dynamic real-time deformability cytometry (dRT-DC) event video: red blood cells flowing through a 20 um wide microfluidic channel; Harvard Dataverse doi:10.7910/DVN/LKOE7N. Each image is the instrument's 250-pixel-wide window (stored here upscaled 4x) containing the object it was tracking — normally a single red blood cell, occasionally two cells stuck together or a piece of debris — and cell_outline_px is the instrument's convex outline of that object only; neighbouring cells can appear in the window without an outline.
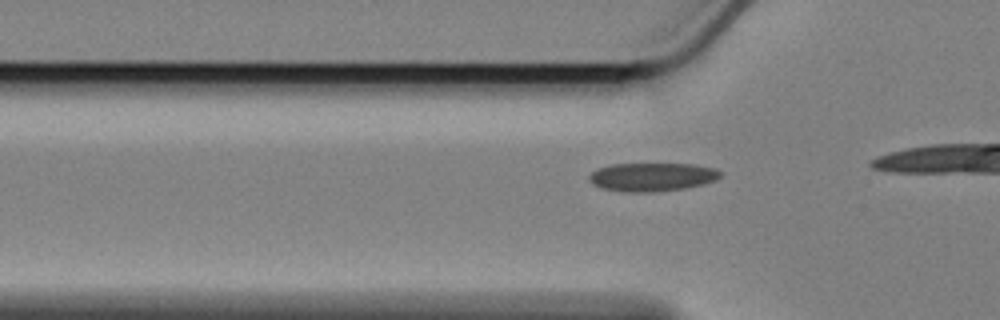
{"species": "Egyptian fruit bat (a non-hibernating species)", "species_latin": "Rousettus aegyptiacus", "temperature_condition": "cold", "stored_images_in_passage": 12, "camera_frame_rate_fps": 3000, "um_per_image_px": 0.085, "animal": {"sex": "female"}, "frame": {"image": 1, "passage_image": 6, "time_ms": 1.667, "image_size_px": [1000, 320], "cell_outline_px": [[720, 176], [716, 180], [704, 184], [684, 188], [652, 192], [628, 192], [600, 188], [592, 184], [588, 180], [588, 176], [596, 168], [612, 164], [692, 164], [716, 168], [720, 172]], "centroid_in_image_um": [55.39, 15.04], "position_along_channel_um": 70.4, "area_um2": 21.85}}
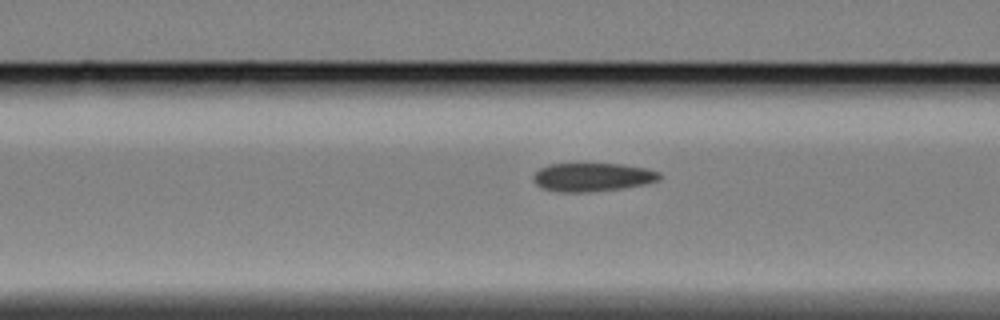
{"frame": {"image": 2, "passage_image": 10, "time_ms": 3.0, "image_size_px": [1000, 320], "cell_outline_px": [[660, 180], [644, 184], [624, 188], [580, 192], [560, 192], [544, 188], [536, 184], [532, 180], [532, 176], [540, 168], [548, 164], [624, 164], [648, 168], [660, 172]], "centroid_in_image_um": [50.37, 15.04], "position_along_channel_um": 116.2, "area_um2": 20.92}}